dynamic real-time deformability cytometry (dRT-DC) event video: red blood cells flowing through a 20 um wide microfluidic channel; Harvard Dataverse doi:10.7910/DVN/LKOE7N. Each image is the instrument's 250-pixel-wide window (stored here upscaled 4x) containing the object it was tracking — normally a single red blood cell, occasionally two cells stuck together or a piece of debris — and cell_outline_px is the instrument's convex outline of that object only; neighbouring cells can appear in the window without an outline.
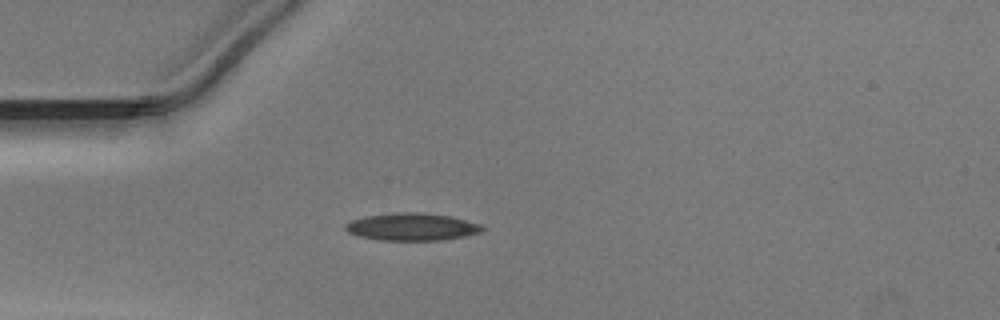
{"species": "Egyptian fruit bat (a non-hibernating species)", "species_latin": "Rousettus aegyptiacus", "temperature_condition": "warm", "stored_images_in_passage": 33, "camera_frame_rate_fps": 3000, "um_per_image_px": 0.085, "animal": {"sex": "male"}, "frame": {"image": 1, "passage_image": 1, "time_ms": 0.0, "image_size_px": [1000, 320], "cell_outline_px": [[488, 228], [480, 232], [464, 236], [440, 240], [380, 240], [360, 236], [348, 232], [344, 228], [344, 224], [352, 220], [364, 216], [400, 212], [416, 212], [448, 216], [480, 224]], "centroid_in_image_um": [34.99, 19.28], "position_along_channel_um": 50.0, "area_um2": 21.68}}
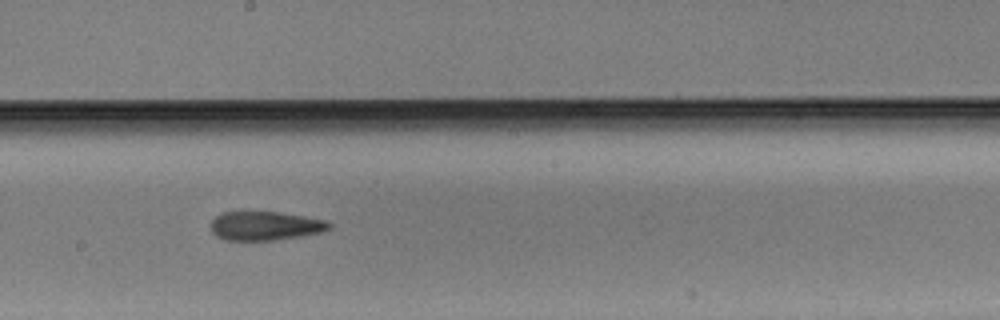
{"frame": {"image": 2, "passage_image": 15, "time_ms": 4.667, "image_size_px": [1000, 320], "cell_outline_px": [[332, 228], [320, 232], [272, 240], [224, 240], [216, 236], [212, 232], [212, 220], [216, 216], [224, 212], [280, 212], [328, 220], [332, 224]], "centroid_in_image_um": [22.56, 19.19], "position_along_channel_um": 225.6, "area_um2": 19.77}}
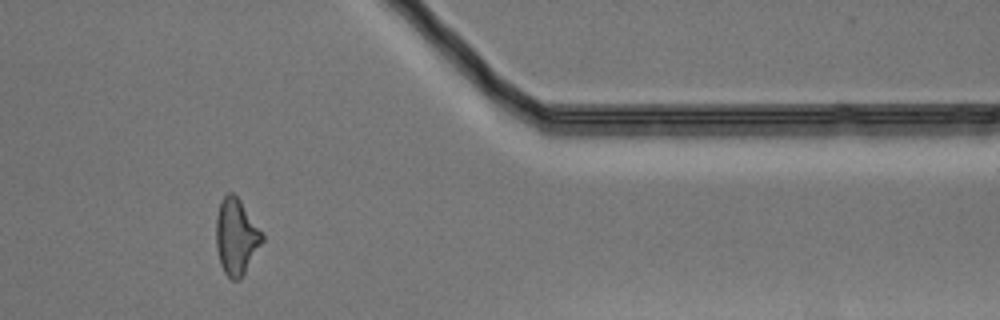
{"frame": {"image": 3, "passage_image": 29, "time_ms": 9.333, "image_size_px": [1000, 320], "cell_outline_px": [[264, 240], [240, 280], [232, 280], [224, 272], [220, 264], [216, 248], [216, 216], [220, 204], [224, 196], [228, 192], [232, 192], [240, 200], [264, 236]], "centroid_in_image_um": [20.06, 20.14], "position_along_channel_um": 391.3, "area_um2": 20.23}}